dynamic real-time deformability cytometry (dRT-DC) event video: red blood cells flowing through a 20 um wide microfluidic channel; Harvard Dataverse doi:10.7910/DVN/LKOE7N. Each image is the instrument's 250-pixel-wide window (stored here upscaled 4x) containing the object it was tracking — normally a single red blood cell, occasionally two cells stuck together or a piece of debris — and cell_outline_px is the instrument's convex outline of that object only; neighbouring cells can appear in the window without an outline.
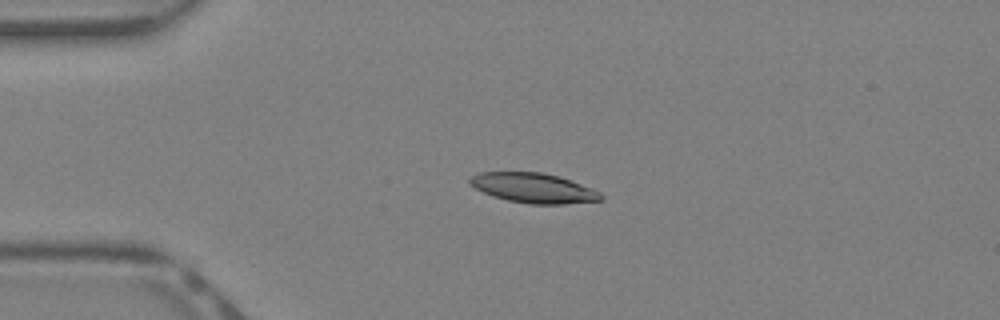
{"species": "Egyptian fruit bat (a non-hibernating species)", "species_latin": "Rousettus aegyptiacus", "temperature_condition": "warm", "stored_images_in_passage": 41, "camera_frame_rate_fps": 3000, "um_per_image_px": 0.085, "animal": {"sex": "female"}, "frame": {"image": 1, "passage_image": 9, "time_ms": 2.667, "image_size_px": [1000, 320], "cell_outline_px": [[604, 200], [564, 204], [528, 204], [508, 200], [492, 196], [468, 184], [468, 180], [472, 176], [480, 172], [540, 172], [556, 176], [592, 188], [600, 192], [604, 196]], "centroid_in_image_um": [45.34, 15.99], "position_along_channel_um": 39.7, "area_um2": 22.66}}
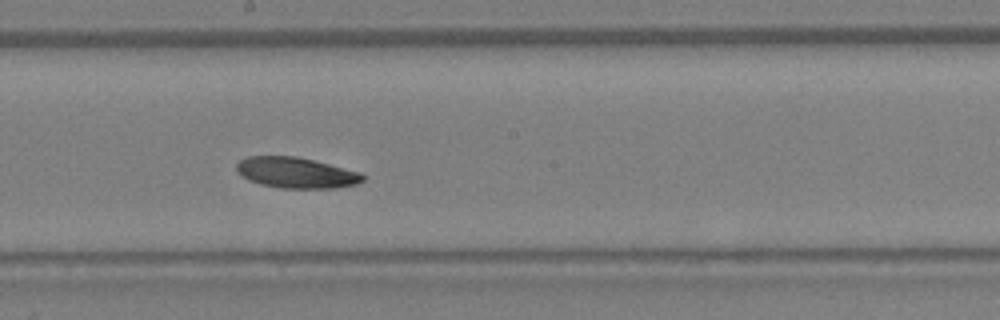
{"frame": {"image": 2, "passage_image": 22, "time_ms": 7.0, "image_size_px": [1000, 320], "cell_outline_px": [[364, 180], [356, 184], [336, 188], [280, 188], [260, 184], [248, 180], [236, 172], [236, 164], [240, 160], [248, 156], [296, 156], [360, 172], [364, 176]], "centroid_in_image_um": [25.13, 14.68], "position_along_channel_um": 223.1, "area_um2": 22.6}}
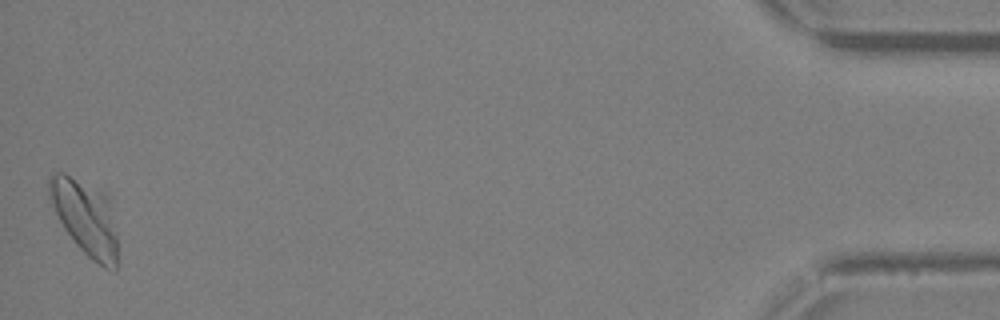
{"frame": {"image": 3, "passage_image": 40, "time_ms": 13.0, "image_size_px": [1000, 320], "cell_outline_px": [[116, 272], [104, 268], [92, 260], [76, 244], [64, 228], [52, 204], [48, 192], [48, 176], [56, 172], [64, 172], [108, 196], [116, 236]], "centroid_in_image_um": [7.23, 18.5], "position_along_channel_um": 428.0, "area_um2": 29.36}, "authors_computed_cell_mechanics": {"area_um2": 22.7732, "velocity_mm_per_s": 4.9764, "shape_relaxation_time_tau1_ms": 5.1173, "shape_relaxation_time_tau2_ms": 10.6739, "deformation_change_tau1": 0.1293, "deformation_change_tau2": 0.1895}}